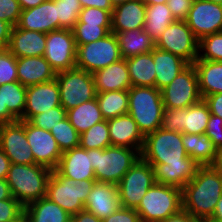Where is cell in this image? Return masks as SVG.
Listing matches in <instances>:
<instances>
[{"mask_svg":"<svg viewBox=\"0 0 222 222\" xmlns=\"http://www.w3.org/2000/svg\"><path fill=\"white\" fill-rule=\"evenodd\" d=\"M193 0H168L167 6L175 20L185 21L191 9Z\"/></svg>","mask_w":222,"mask_h":222,"instance_id":"cell-51","label":"cell"},{"mask_svg":"<svg viewBox=\"0 0 222 222\" xmlns=\"http://www.w3.org/2000/svg\"><path fill=\"white\" fill-rule=\"evenodd\" d=\"M50 132L55 138L62 153L79 146L80 134L69 122L67 117L60 121L55 127H52Z\"/></svg>","mask_w":222,"mask_h":222,"instance_id":"cell-39","label":"cell"},{"mask_svg":"<svg viewBox=\"0 0 222 222\" xmlns=\"http://www.w3.org/2000/svg\"><path fill=\"white\" fill-rule=\"evenodd\" d=\"M76 45L88 44L106 37L111 33V26H98L76 23L72 29Z\"/></svg>","mask_w":222,"mask_h":222,"instance_id":"cell-41","label":"cell"},{"mask_svg":"<svg viewBox=\"0 0 222 222\" xmlns=\"http://www.w3.org/2000/svg\"><path fill=\"white\" fill-rule=\"evenodd\" d=\"M24 214V206L13 196L0 200V222H13Z\"/></svg>","mask_w":222,"mask_h":222,"instance_id":"cell-47","label":"cell"},{"mask_svg":"<svg viewBox=\"0 0 222 222\" xmlns=\"http://www.w3.org/2000/svg\"><path fill=\"white\" fill-rule=\"evenodd\" d=\"M16 26L46 34L58 30L57 2L55 0H45L34 8L21 10L20 19Z\"/></svg>","mask_w":222,"mask_h":222,"instance_id":"cell-18","label":"cell"},{"mask_svg":"<svg viewBox=\"0 0 222 222\" xmlns=\"http://www.w3.org/2000/svg\"><path fill=\"white\" fill-rule=\"evenodd\" d=\"M104 120H109L128 113V90L108 91L96 94Z\"/></svg>","mask_w":222,"mask_h":222,"instance_id":"cell-36","label":"cell"},{"mask_svg":"<svg viewBox=\"0 0 222 222\" xmlns=\"http://www.w3.org/2000/svg\"><path fill=\"white\" fill-rule=\"evenodd\" d=\"M102 222H141L138 212L132 208L119 207Z\"/></svg>","mask_w":222,"mask_h":222,"instance_id":"cell-50","label":"cell"},{"mask_svg":"<svg viewBox=\"0 0 222 222\" xmlns=\"http://www.w3.org/2000/svg\"><path fill=\"white\" fill-rule=\"evenodd\" d=\"M11 192L6 179H0V200L11 198Z\"/></svg>","mask_w":222,"mask_h":222,"instance_id":"cell-58","label":"cell"},{"mask_svg":"<svg viewBox=\"0 0 222 222\" xmlns=\"http://www.w3.org/2000/svg\"><path fill=\"white\" fill-rule=\"evenodd\" d=\"M146 5L167 3L168 0H142Z\"/></svg>","mask_w":222,"mask_h":222,"instance_id":"cell-62","label":"cell"},{"mask_svg":"<svg viewBox=\"0 0 222 222\" xmlns=\"http://www.w3.org/2000/svg\"><path fill=\"white\" fill-rule=\"evenodd\" d=\"M51 174L52 170L38 164L11 163L6 180L11 195L25 207L46 197Z\"/></svg>","mask_w":222,"mask_h":222,"instance_id":"cell-2","label":"cell"},{"mask_svg":"<svg viewBox=\"0 0 222 222\" xmlns=\"http://www.w3.org/2000/svg\"><path fill=\"white\" fill-rule=\"evenodd\" d=\"M21 7L18 0H0V20L10 23L13 27L18 24Z\"/></svg>","mask_w":222,"mask_h":222,"instance_id":"cell-48","label":"cell"},{"mask_svg":"<svg viewBox=\"0 0 222 222\" xmlns=\"http://www.w3.org/2000/svg\"><path fill=\"white\" fill-rule=\"evenodd\" d=\"M46 48V33L26 30L14 26L8 50L16 57L43 56Z\"/></svg>","mask_w":222,"mask_h":222,"instance_id":"cell-24","label":"cell"},{"mask_svg":"<svg viewBox=\"0 0 222 222\" xmlns=\"http://www.w3.org/2000/svg\"><path fill=\"white\" fill-rule=\"evenodd\" d=\"M161 95L164 108H186L201 101L194 65L189 64L169 85L161 89Z\"/></svg>","mask_w":222,"mask_h":222,"instance_id":"cell-11","label":"cell"},{"mask_svg":"<svg viewBox=\"0 0 222 222\" xmlns=\"http://www.w3.org/2000/svg\"><path fill=\"white\" fill-rule=\"evenodd\" d=\"M212 115L222 118V93H215L202 98Z\"/></svg>","mask_w":222,"mask_h":222,"instance_id":"cell-52","label":"cell"},{"mask_svg":"<svg viewBox=\"0 0 222 222\" xmlns=\"http://www.w3.org/2000/svg\"><path fill=\"white\" fill-rule=\"evenodd\" d=\"M127 1H131V0H110L113 7H115L117 5H120V4H123Z\"/></svg>","mask_w":222,"mask_h":222,"instance_id":"cell-63","label":"cell"},{"mask_svg":"<svg viewBox=\"0 0 222 222\" xmlns=\"http://www.w3.org/2000/svg\"><path fill=\"white\" fill-rule=\"evenodd\" d=\"M153 61L156 74L155 87L159 90L169 85L189 65L181 57L156 47L153 49Z\"/></svg>","mask_w":222,"mask_h":222,"instance_id":"cell-28","label":"cell"},{"mask_svg":"<svg viewBox=\"0 0 222 222\" xmlns=\"http://www.w3.org/2000/svg\"><path fill=\"white\" fill-rule=\"evenodd\" d=\"M198 45L199 40L186 21L180 20L169 24L155 42L156 48L177 55L189 64H193L198 58Z\"/></svg>","mask_w":222,"mask_h":222,"instance_id":"cell-12","label":"cell"},{"mask_svg":"<svg viewBox=\"0 0 222 222\" xmlns=\"http://www.w3.org/2000/svg\"><path fill=\"white\" fill-rule=\"evenodd\" d=\"M155 183L154 168L140 157L117 184L120 206L136 209Z\"/></svg>","mask_w":222,"mask_h":222,"instance_id":"cell-9","label":"cell"},{"mask_svg":"<svg viewBox=\"0 0 222 222\" xmlns=\"http://www.w3.org/2000/svg\"><path fill=\"white\" fill-rule=\"evenodd\" d=\"M182 209V189L155 183L135 209L141 222H158L177 214Z\"/></svg>","mask_w":222,"mask_h":222,"instance_id":"cell-5","label":"cell"},{"mask_svg":"<svg viewBox=\"0 0 222 222\" xmlns=\"http://www.w3.org/2000/svg\"><path fill=\"white\" fill-rule=\"evenodd\" d=\"M76 44L73 31L58 29L46 34L43 57L57 72L76 68Z\"/></svg>","mask_w":222,"mask_h":222,"instance_id":"cell-13","label":"cell"},{"mask_svg":"<svg viewBox=\"0 0 222 222\" xmlns=\"http://www.w3.org/2000/svg\"><path fill=\"white\" fill-rule=\"evenodd\" d=\"M13 222H29V220L27 219V217L23 214L21 217H19L17 220L13 221Z\"/></svg>","mask_w":222,"mask_h":222,"instance_id":"cell-64","label":"cell"},{"mask_svg":"<svg viewBox=\"0 0 222 222\" xmlns=\"http://www.w3.org/2000/svg\"><path fill=\"white\" fill-rule=\"evenodd\" d=\"M16 81L17 58L7 48L0 49V86Z\"/></svg>","mask_w":222,"mask_h":222,"instance_id":"cell-43","label":"cell"},{"mask_svg":"<svg viewBox=\"0 0 222 222\" xmlns=\"http://www.w3.org/2000/svg\"><path fill=\"white\" fill-rule=\"evenodd\" d=\"M61 105L56 78L49 82L27 87L26 106L21 120L30 121L35 115Z\"/></svg>","mask_w":222,"mask_h":222,"instance_id":"cell-17","label":"cell"},{"mask_svg":"<svg viewBox=\"0 0 222 222\" xmlns=\"http://www.w3.org/2000/svg\"><path fill=\"white\" fill-rule=\"evenodd\" d=\"M76 68L94 73L122 59L115 33L83 45H76Z\"/></svg>","mask_w":222,"mask_h":222,"instance_id":"cell-10","label":"cell"},{"mask_svg":"<svg viewBox=\"0 0 222 222\" xmlns=\"http://www.w3.org/2000/svg\"><path fill=\"white\" fill-rule=\"evenodd\" d=\"M12 28L10 23L0 20V49L8 48Z\"/></svg>","mask_w":222,"mask_h":222,"instance_id":"cell-53","label":"cell"},{"mask_svg":"<svg viewBox=\"0 0 222 222\" xmlns=\"http://www.w3.org/2000/svg\"><path fill=\"white\" fill-rule=\"evenodd\" d=\"M115 35L121 57L124 59L151 52L155 48V42L143 29L129 30Z\"/></svg>","mask_w":222,"mask_h":222,"instance_id":"cell-31","label":"cell"},{"mask_svg":"<svg viewBox=\"0 0 222 222\" xmlns=\"http://www.w3.org/2000/svg\"><path fill=\"white\" fill-rule=\"evenodd\" d=\"M158 222H200L198 219L193 217L189 212L181 209L177 214L167 217L164 220Z\"/></svg>","mask_w":222,"mask_h":222,"instance_id":"cell-54","label":"cell"},{"mask_svg":"<svg viewBox=\"0 0 222 222\" xmlns=\"http://www.w3.org/2000/svg\"><path fill=\"white\" fill-rule=\"evenodd\" d=\"M11 165L10 159L0 148V179H6Z\"/></svg>","mask_w":222,"mask_h":222,"instance_id":"cell-57","label":"cell"},{"mask_svg":"<svg viewBox=\"0 0 222 222\" xmlns=\"http://www.w3.org/2000/svg\"><path fill=\"white\" fill-rule=\"evenodd\" d=\"M140 155L149 164L182 163L188 157L182 143V133L163 128L145 136Z\"/></svg>","mask_w":222,"mask_h":222,"instance_id":"cell-7","label":"cell"},{"mask_svg":"<svg viewBox=\"0 0 222 222\" xmlns=\"http://www.w3.org/2000/svg\"><path fill=\"white\" fill-rule=\"evenodd\" d=\"M107 122L112 146L128 147L141 152L145 137L130 114L117 116Z\"/></svg>","mask_w":222,"mask_h":222,"instance_id":"cell-21","label":"cell"},{"mask_svg":"<svg viewBox=\"0 0 222 222\" xmlns=\"http://www.w3.org/2000/svg\"><path fill=\"white\" fill-rule=\"evenodd\" d=\"M208 1L222 5V0H208Z\"/></svg>","mask_w":222,"mask_h":222,"instance_id":"cell-66","label":"cell"},{"mask_svg":"<svg viewBox=\"0 0 222 222\" xmlns=\"http://www.w3.org/2000/svg\"><path fill=\"white\" fill-rule=\"evenodd\" d=\"M184 108H164L161 128L166 131L184 133Z\"/></svg>","mask_w":222,"mask_h":222,"instance_id":"cell-46","label":"cell"},{"mask_svg":"<svg viewBox=\"0 0 222 222\" xmlns=\"http://www.w3.org/2000/svg\"><path fill=\"white\" fill-rule=\"evenodd\" d=\"M174 21L176 20L168 8L167 3L146 5V17L143 30L156 42L166 30L167 26Z\"/></svg>","mask_w":222,"mask_h":222,"instance_id":"cell-35","label":"cell"},{"mask_svg":"<svg viewBox=\"0 0 222 222\" xmlns=\"http://www.w3.org/2000/svg\"><path fill=\"white\" fill-rule=\"evenodd\" d=\"M221 196L222 175L212 165L199 166L182 188V209L199 221L210 219Z\"/></svg>","mask_w":222,"mask_h":222,"instance_id":"cell-1","label":"cell"},{"mask_svg":"<svg viewBox=\"0 0 222 222\" xmlns=\"http://www.w3.org/2000/svg\"><path fill=\"white\" fill-rule=\"evenodd\" d=\"M91 162V149L86 150L78 146L62 153L56 169L64 177L73 179L76 182L96 180Z\"/></svg>","mask_w":222,"mask_h":222,"instance_id":"cell-19","label":"cell"},{"mask_svg":"<svg viewBox=\"0 0 222 222\" xmlns=\"http://www.w3.org/2000/svg\"><path fill=\"white\" fill-rule=\"evenodd\" d=\"M154 168L157 184L172 185L183 188L195 176L200 166L191 157L185 158L182 163L150 164Z\"/></svg>","mask_w":222,"mask_h":222,"instance_id":"cell-23","label":"cell"},{"mask_svg":"<svg viewBox=\"0 0 222 222\" xmlns=\"http://www.w3.org/2000/svg\"><path fill=\"white\" fill-rule=\"evenodd\" d=\"M131 86L155 87V65L153 50L126 59Z\"/></svg>","mask_w":222,"mask_h":222,"instance_id":"cell-33","label":"cell"},{"mask_svg":"<svg viewBox=\"0 0 222 222\" xmlns=\"http://www.w3.org/2000/svg\"><path fill=\"white\" fill-rule=\"evenodd\" d=\"M210 115L209 108L203 99L194 105L184 108V133H205Z\"/></svg>","mask_w":222,"mask_h":222,"instance_id":"cell-37","label":"cell"},{"mask_svg":"<svg viewBox=\"0 0 222 222\" xmlns=\"http://www.w3.org/2000/svg\"><path fill=\"white\" fill-rule=\"evenodd\" d=\"M96 7L83 8L77 23H86L98 26H111V12Z\"/></svg>","mask_w":222,"mask_h":222,"instance_id":"cell-45","label":"cell"},{"mask_svg":"<svg viewBox=\"0 0 222 222\" xmlns=\"http://www.w3.org/2000/svg\"><path fill=\"white\" fill-rule=\"evenodd\" d=\"M145 17L146 4L142 0H131L117 5L111 12V32L143 29Z\"/></svg>","mask_w":222,"mask_h":222,"instance_id":"cell-22","label":"cell"},{"mask_svg":"<svg viewBox=\"0 0 222 222\" xmlns=\"http://www.w3.org/2000/svg\"><path fill=\"white\" fill-rule=\"evenodd\" d=\"M128 114L145 137L161 128L164 104L156 87L131 86L128 89Z\"/></svg>","mask_w":222,"mask_h":222,"instance_id":"cell-3","label":"cell"},{"mask_svg":"<svg viewBox=\"0 0 222 222\" xmlns=\"http://www.w3.org/2000/svg\"><path fill=\"white\" fill-rule=\"evenodd\" d=\"M212 166L222 175V147L218 149L216 160Z\"/></svg>","mask_w":222,"mask_h":222,"instance_id":"cell-61","label":"cell"},{"mask_svg":"<svg viewBox=\"0 0 222 222\" xmlns=\"http://www.w3.org/2000/svg\"><path fill=\"white\" fill-rule=\"evenodd\" d=\"M29 222H71V215L47 197L24 207Z\"/></svg>","mask_w":222,"mask_h":222,"instance_id":"cell-32","label":"cell"},{"mask_svg":"<svg viewBox=\"0 0 222 222\" xmlns=\"http://www.w3.org/2000/svg\"><path fill=\"white\" fill-rule=\"evenodd\" d=\"M0 148L13 164H35L26 138L25 120L0 124Z\"/></svg>","mask_w":222,"mask_h":222,"instance_id":"cell-14","label":"cell"},{"mask_svg":"<svg viewBox=\"0 0 222 222\" xmlns=\"http://www.w3.org/2000/svg\"><path fill=\"white\" fill-rule=\"evenodd\" d=\"M44 1L45 0H18L21 10L34 8L43 3Z\"/></svg>","mask_w":222,"mask_h":222,"instance_id":"cell-59","label":"cell"},{"mask_svg":"<svg viewBox=\"0 0 222 222\" xmlns=\"http://www.w3.org/2000/svg\"><path fill=\"white\" fill-rule=\"evenodd\" d=\"M200 222H217L213 219H205V220H201Z\"/></svg>","mask_w":222,"mask_h":222,"instance_id":"cell-67","label":"cell"},{"mask_svg":"<svg viewBox=\"0 0 222 222\" xmlns=\"http://www.w3.org/2000/svg\"><path fill=\"white\" fill-rule=\"evenodd\" d=\"M96 93L128 90L131 80L126 59L112 63L92 73Z\"/></svg>","mask_w":222,"mask_h":222,"instance_id":"cell-25","label":"cell"},{"mask_svg":"<svg viewBox=\"0 0 222 222\" xmlns=\"http://www.w3.org/2000/svg\"><path fill=\"white\" fill-rule=\"evenodd\" d=\"M205 134L215 143L217 148L222 147V118L210 115Z\"/></svg>","mask_w":222,"mask_h":222,"instance_id":"cell-49","label":"cell"},{"mask_svg":"<svg viewBox=\"0 0 222 222\" xmlns=\"http://www.w3.org/2000/svg\"><path fill=\"white\" fill-rule=\"evenodd\" d=\"M83 8L96 7L102 10H113L110 0H79Z\"/></svg>","mask_w":222,"mask_h":222,"instance_id":"cell-55","label":"cell"},{"mask_svg":"<svg viewBox=\"0 0 222 222\" xmlns=\"http://www.w3.org/2000/svg\"><path fill=\"white\" fill-rule=\"evenodd\" d=\"M185 21L198 40L221 32L222 5L208 0H193Z\"/></svg>","mask_w":222,"mask_h":222,"instance_id":"cell-15","label":"cell"},{"mask_svg":"<svg viewBox=\"0 0 222 222\" xmlns=\"http://www.w3.org/2000/svg\"><path fill=\"white\" fill-rule=\"evenodd\" d=\"M140 157L139 150L122 146L91 149V164L96 181L117 185Z\"/></svg>","mask_w":222,"mask_h":222,"instance_id":"cell-4","label":"cell"},{"mask_svg":"<svg viewBox=\"0 0 222 222\" xmlns=\"http://www.w3.org/2000/svg\"><path fill=\"white\" fill-rule=\"evenodd\" d=\"M71 222H102V220L84 209L71 215Z\"/></svg>","mask_w":222,"mask_h":222,"instance_id":"cell-56","label":"cell"},{"mask_svg":"<svg viewBox=\"0 0 222 222\" xmlns=\"http://www.w3.org/2000/svg\"><path fill=\"white\" fill-rule=\"evenodd\" d=\"M27 87L20 82L0 86L2 100V124L21 120L26 106Z\"/></svg>","mask_w":222,"mask_h":222,"instance_id":"cell-27","label":"cell"},{"mask_svg":"<svg viewBox=\"0 0 222 222\" xmlns=\"http://www.w3.org/2000/svg\"><path fill=\"white\" fill-rule=\"evenodd\" d=\"M57 2V17L59 29L72 30L78 22L82 6L79 0H55Z\"/></svg>","mask_w":222,"mask_h":222,"instance_id":"cell-40","label":"cell"},{"mask_svg":"<svg viewBox=\"0 0 222 222\" xmlns=\"http://www.w3.org/2000/svg\"><path fill=\"white\" fill-rule=\"evenodd\" d=\"M217 222H222V196L219 198L213 216L210 218Z\"/></svg>","mask_w":222,"mask_h":222,"instance_id":"cell-60","label":"cell"},{"mask_svg":"<svg viewBox=\"0 0 222 222\" xmlns=\"http://www.w3.org/2000/svg\"><path fill=\"white\" fill-rule=\"evenodd\" d=\"M66 118V110L60 105L48 111L35 115L29 122L37 128L50 131L60 121Z\"/></svg>","mask_w":222,"mask_h":222,"instance_id":"cell-44","label":"cell"},{"mask_svg":"<svg viewBox=\"0 0 222 222\" xmlns=\"http://www.w3.org/2000/svg\"><path fill=\"white\" fill-rule=\"evenodd\" d=\"M66 117L80 135L91 126L104 120L96 98L67 110Z\"/></svg>","mask_w":222,"mask_h":222,"instance_id":"cell-34","label":"cell"},{"mask_svg":"<svg viewBox=\"0 0 222 222\" xmlns=\"http://www.w3.org/2000/svg\"><path fill=\"white\" fill-rule=\"evenodd\" d=\"M96 180L79 182L64 177L57 169L52 171L47 183L46 197L70 215L84 210V204Z\"/></svg>","mask_w":222,"mask_h":222,"instance_id":"cell-6","label":"cell"},{"mask_svg":"<svg viewBox=\"0 0 222 222\" xmlns=\"http://www.w3.org/2000/svg\"><path fill=\"white\" fill-rule=\"evenodd\" d=\"M198 51V59L222 61V31L201 38L199 40Z\"/></svg>","mask_w":222,"mask_h":222,"instance_id":"cell-42","label":"cell"},{"mask_svg":"<svg viewBox=\"0 0 222 222\" xmlns=\"http://www.w3.org/2000/svg\"><path fill=\"white\" fill-rule=\"evenodd\" d=\"M120 207L116 184L95 182L84 204V209L100 220L107 218Z\"/></svg>","mask_w":222,"mask_h":222,"instance_id":"cell-20","label":"cell"},{"mask_svg":"<svg viewBox=\"0 0 222 222\" xmlns=\"http://www.w3.org/2000/svg\"><path fill=\"white\" fill-rule=\"evenodd\" d=\"M79 146L86 150L105 149L111 146L107 120L96 123L81 134Z\"/></svg>","mask_w":222,"mask_h":222,"instance_id":"cell-38","label":"cell"},{"mask_svg":"<svg viewBox=\"0 0 222 222\" xmlns=\"http://www.w3.org/2000/svg\"><path fill=\"white\" fill-rule=\"evenodd\" d=\"M18 82L28 87L56 78V71L43 56L17 58Z\"/></svg>","mask_w":222,"mask_h":222,"instance_id":"cell-26","label":"cell"},{"mask_svg":"<svg viewBox=\"0 0 222 222\" xmlns=\"http://www.w3.org/2000/svg\"><path fill=\"white\" fill-rule=\"evenodd\" d=\"M182 143L188 156L194 159L200 166L214 164L218 148L205 133H182Z\"/></svg>","mask_w":222,"mask_h":222,"instance_id":"cell-29","label":"cell"},{"mask_svg":"<svg viewBox=\"0 0 222 222\" xmlns=\"http://www.w3.org/2000/svg\"><path fill=\"white\" fill-rule=\"evenodd\" d=\"M61 106L67 111L96 98L92 73L74 68L56 73Z\"/></svg>","mask_w":222,"mask_h":222,"instance_id":"cell-8","label":"cell"},{"mask_svg":"<svg viewBox=\"0 0 222 222\" xmlns=\"http://www.w3.org/2000/svg\"><path fill=\"white\" fill-rule=\"evenodd\" d=\"M25 131L35 164L49 168L52 171L56 170L62 156V151L51 132L37 128L26 120Z\"/></svg>","mask_w":222,"mask_h":222,"instance_id":"cell-16","label":"cell"},{"mask_svg":"<svg viewBox=\"0 0 222 222\" xmlns=\"http://www.w3.org/2000/svg\"><path fill=\"white\" fill-rule=\"evenodd\" d=\"M0 124H2V100H1V92H0Z\"/></svg>","mask_w":222,"mask_h":222,"instance_id":"cell-65","label":"cell"},{"mask_svg":"<svg viewBox=\"0 0 222 222\" xmlns=\"http://www.w3.org/2000/svg\"><path fill=\"white\" fill-rule=\"evenodd\" d=\"M193 65L197 72L202 98L215 93H222V61L197 58Z\"/></svg>","mask_w":222,"mask_h":222,"instance_id":"cell-30","label":"cell"}]
</instances>
